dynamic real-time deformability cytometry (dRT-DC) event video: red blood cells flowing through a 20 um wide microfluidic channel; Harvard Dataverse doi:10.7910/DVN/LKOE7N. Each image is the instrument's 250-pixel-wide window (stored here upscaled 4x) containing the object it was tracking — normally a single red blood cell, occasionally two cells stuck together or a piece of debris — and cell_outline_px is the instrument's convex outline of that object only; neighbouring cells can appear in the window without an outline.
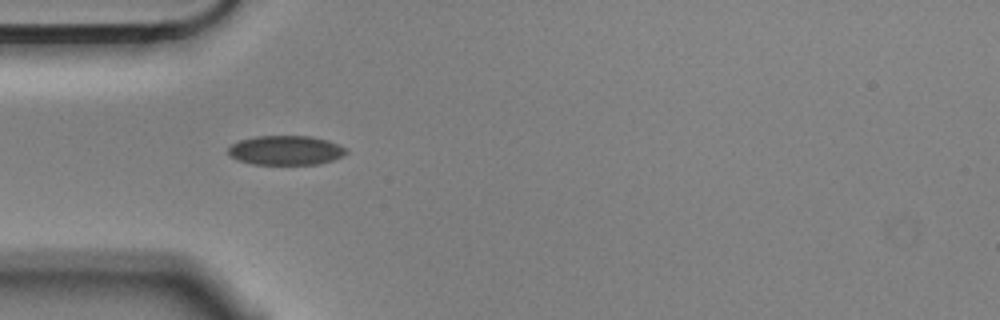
{"species": "Egyptian fruit bat (a non-hibernating species)", "species_latin": "Rousettus aegyptiacus", "temperature_condition": "cold", "stored_images_in_passage": 5, "camera_frame_rate_fps": 3000, "um_per_image_px": 0.085, "animal": {"sex": "male"}, "frame": {"image": 1, "passage_image": 1, "time_ms": 0.0, "image_size_px": [1000, 320], "cell_outline_px": [[348, 152], [344, 156], [320, 164], [252, 164], [236, 160], [228, 156], [228, 148], [232, 144], [240, 140], [256, 136], [312, 136], [328, 140], [348, 148]], "centroid_in_image_um": [24.3, 12.78], "position_along_channel_um": 60.7, "area_um2": 20.46}}
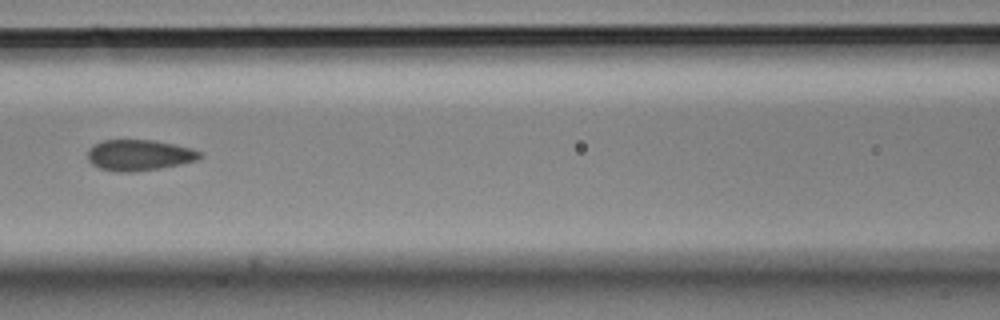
{"frame": {"image": 2, "passage_image": 3, "time_ms": 0.667, "image_size_px": [1000, 320], "cell_outline_px": [[204, 156], [196, 160], [180, 164], [160, 168], [132, 172], [116, 172], [100, 168], [92, 164], [88, 160], [88, 148], [104, 140], [152, 140], [192, 148], [200, 152]], "centroid_in_image_um": [11.82, 13.19], "position_along_channel_um": 154.8, "area_um2": 20.11}}
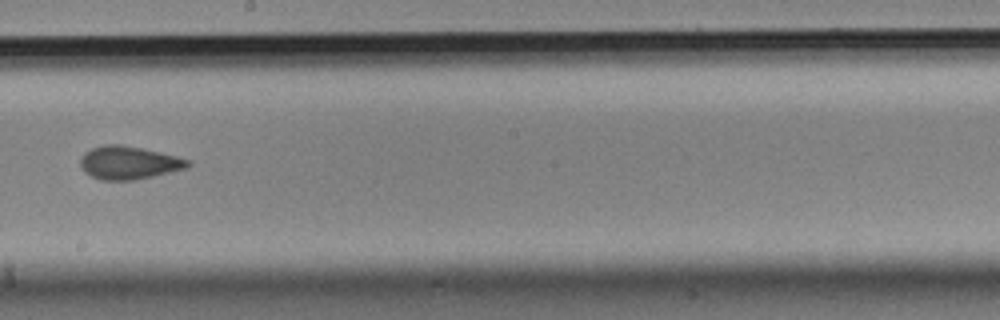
{"frame": {"image": 3, "passage_image": 5, "time_ms": 1.333, "image_size_px": [1000, 320], "cell_outline_px": [[192, 164], [188, 168], [136, 180], [100, 180], [84, 172], [80, 164], [80, 160], [84, 152], [92, 148], [104, 144], [120, 144], [160, 152], [176, 156], [188, 160]], "centroid_in_image_um": [10.94, 13.83], "position_along_channel_um": 237.3, "area_um2": 20.75}}